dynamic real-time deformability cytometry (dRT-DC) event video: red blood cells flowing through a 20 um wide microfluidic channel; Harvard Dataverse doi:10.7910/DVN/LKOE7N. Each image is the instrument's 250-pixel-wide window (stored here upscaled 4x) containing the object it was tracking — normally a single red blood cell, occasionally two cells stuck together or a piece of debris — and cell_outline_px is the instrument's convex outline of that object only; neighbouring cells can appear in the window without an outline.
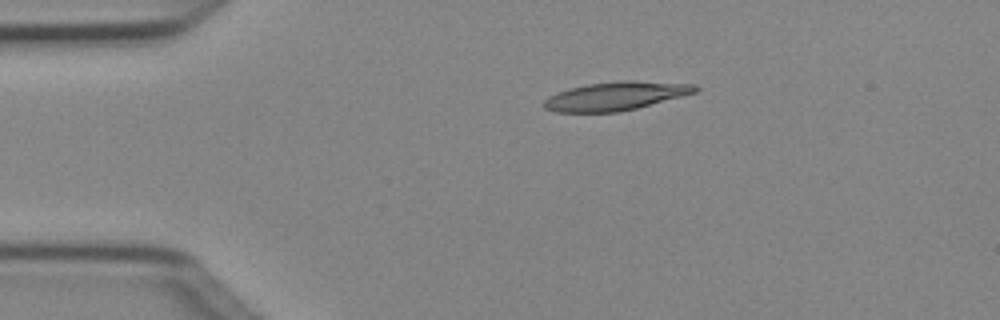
{"species": "Egyptian fruit bat (a non-hibernating species)", "species_latin": "Rousettus aegyptiacus", "temperature_condition": "cold", "stored_images_in_passage": 2, "camera_frame_rate_fps": 3000, "um_per_image_px": 0.085, "animal": {"sex": "female"}, "frame": {"image": 1, "passage_image": 1, "time_ms": 0.0, "image_size_px": [1000, 320], "cell_outline_px": [[700, 88], [696, 92], [636, 108], [620, 112], [556, 112], [544, 108], [544, 100], [548, 96], [556, 92], [568, 88], [588, 84], [620, 80], [632, 80], [692, 84]], "centroid_in_image_um": [52.29, 8.16], "position_along_channel_um": 32.7, "area_um2": 25.09}}
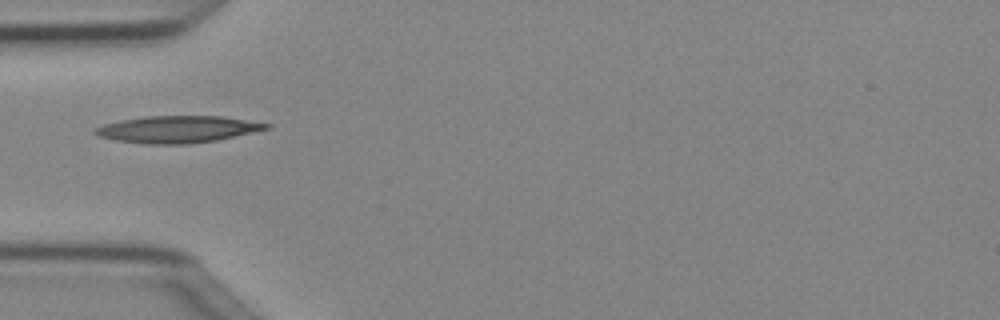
{"frame": {"image": 2, "passage_image": 2, "time_ms": 0.333, "image_size_px": [1000, 320], "cell_outline_px": [[272, 128], [216, 140], [188, 144], [144, 144], [116, 140], [100, 136], [92, 132], [92, 128], [100, 124], [120, 120], [144, 116], [220, 116], [272, 124]], "centroid_in_image_um": [15.04, 10.98], "position_along_channel_um": 70.0, "area_um2": 26.99}}